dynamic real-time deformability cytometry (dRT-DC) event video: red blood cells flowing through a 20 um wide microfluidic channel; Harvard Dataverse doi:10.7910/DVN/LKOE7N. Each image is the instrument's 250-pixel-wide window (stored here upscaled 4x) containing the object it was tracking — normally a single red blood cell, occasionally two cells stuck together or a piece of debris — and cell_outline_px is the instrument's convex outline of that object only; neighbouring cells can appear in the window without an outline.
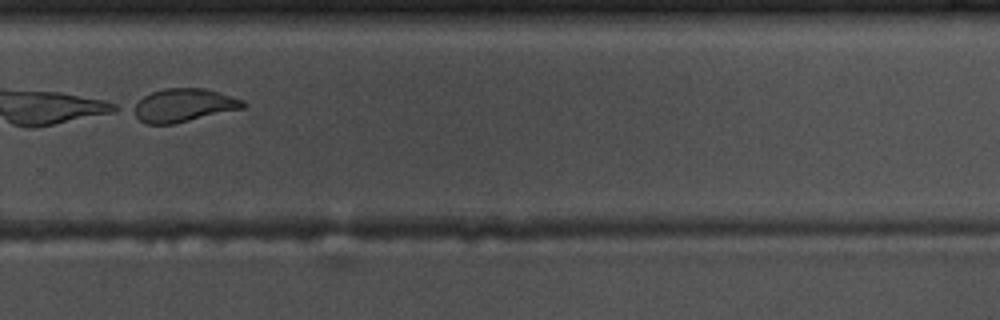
{"species": "common noctule bat (a hibernating species)", "species_latin": "Nyctalus noctula", "temperature_condition": "warm", "stored_images_in_passage": 53, "camera_frame_rate_fps": 3000, "um_per_image_px": 0.085, "animal": {"sex": "male", "body_mass_g": 17.5, "forearm_length_mm": 52.3}, "frame": {"image": 1, "passage_image": 37, "time_ms": 12.0, "image_size_px": [1000, 320], "cell_outline_px": [[248, 104], [244, 108], [172, 124], [144, 124], [128, 108], [132, 104], [144, 96], [152, 92], [164, 88], [204, 88], [220, 92], [244, 100]], "centroid_in_image_um": [15.57, 8.94], "position_along_channel_um": 314.2, "area_um2": 21.5}}